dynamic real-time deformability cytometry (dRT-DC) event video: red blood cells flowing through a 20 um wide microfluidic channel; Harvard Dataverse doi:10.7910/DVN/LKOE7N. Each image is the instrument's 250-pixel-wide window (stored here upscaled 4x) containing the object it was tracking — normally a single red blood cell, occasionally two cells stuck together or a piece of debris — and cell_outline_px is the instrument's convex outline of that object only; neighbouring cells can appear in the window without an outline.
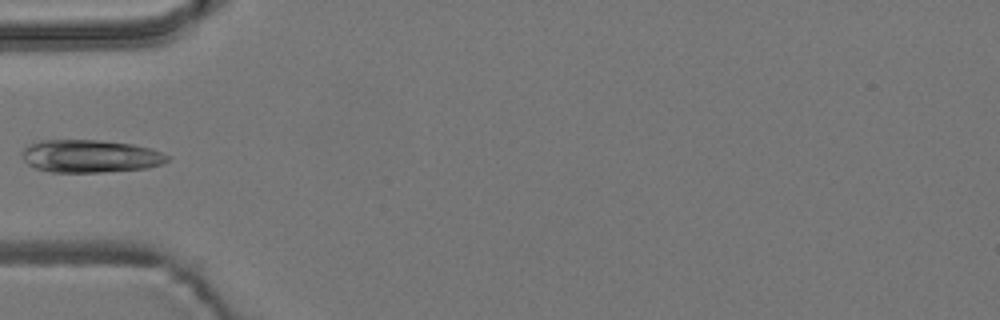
{"species": "common noctule bat (a hibernating species)", "species_latin": "Nyctalus noctula", "temperature_condition": "room temperature", "stored_images_in_passage": 4, "camera_frame_rate_fps": 3000, "um_per_image_px": 0.085, "animal": {"sex": "male", "body_mass_g": 19.2, "forearm_length_mm": 51.8}, "frame": {"image": 1, "passage_image": 4, "time_ms": 3.333, "image_size_px": [1000, 320], "cell_outline_px": [[168, 160], [164, 164], [148, 168], [100, 172], [52, 172], [36, 168], [28, 164], [24, 160], [20, 152], [28, 144], [40, 140], [100, 140], [132, 144], [152, 148], [168, 156]], "centroid_in_image_um": [7.66, 13.27], "position_along_channel_um": 77.3, "area_um2": 27.86}}